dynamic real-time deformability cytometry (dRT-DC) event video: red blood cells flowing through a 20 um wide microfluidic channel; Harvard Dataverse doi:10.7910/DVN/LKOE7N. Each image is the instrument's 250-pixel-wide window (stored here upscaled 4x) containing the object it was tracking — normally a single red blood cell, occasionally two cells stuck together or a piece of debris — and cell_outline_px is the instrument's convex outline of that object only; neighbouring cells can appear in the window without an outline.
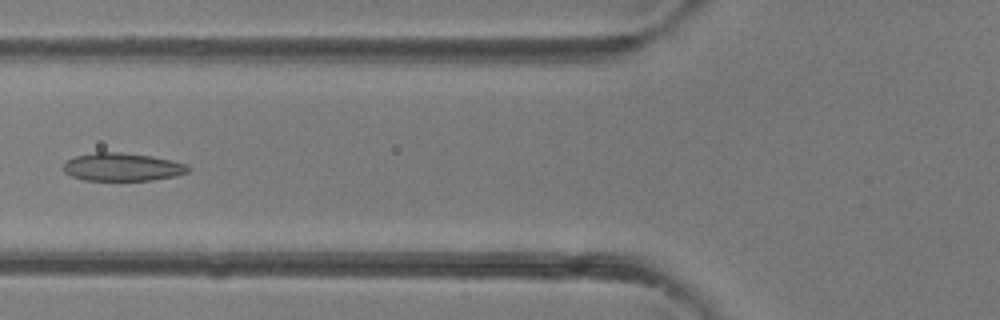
{"species": "common noctule bat (a hibernating species)", "species_latin": "Nyctalus noctula", "temperature_condition": "room temperature", "stored_images_in_passage": 6, "camera_frame_rate_fps": 3000, "um_per_image_px": 0.085, "animal": {"sex": "female"}, "frame": {"image": 1, "passage_image": 6, "time_ms": 6.667, "image_size_px": [1000, 320], "cell_outline_px": [[188, 172], [176, 176], [152, 180], [84, 180], [72, 176], [64, 172], [60, 168], [68, 160], [76, 156], [96, 152], [120, 152], [152, 156], [172, 160], [188, 164]], "centroid_in_image_um": [10.39, 14.19], "position_along_channel_um": 115.4, "area_um2": 20.4}}